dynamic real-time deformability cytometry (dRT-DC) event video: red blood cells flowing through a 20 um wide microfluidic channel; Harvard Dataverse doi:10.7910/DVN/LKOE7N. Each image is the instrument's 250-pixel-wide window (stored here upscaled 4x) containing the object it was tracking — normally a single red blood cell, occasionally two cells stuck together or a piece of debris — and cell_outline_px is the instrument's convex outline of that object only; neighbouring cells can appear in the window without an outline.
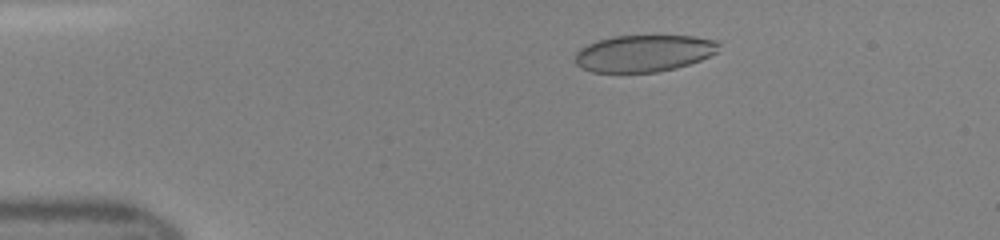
{"species": "human", "species_latin": "Homo sapiens", "temperature_condition": "room temperature", "stored_images_in_passage": 47, "camera_frame_rate_fps": 3000, "um_per_image_px": 0.085, "donor": {"sex": "female"}, "frame": {"image": 1, "passage_image": 9, "time_ms": 2.667, "image_size_px": [1000, 240], "cell_outline_px": [[720, 44], [716, 52], [700, 60], [676, 68], [656, 72], [592, 72], [580, 68], [576, 64], [576, 52], [580, 48], [596, 40], [612, 36], [692, 36], [720, 40]], "centroid_in_image_um": [54.72, 4.52], "position_along_channel_um": 30.3, "area_um2": 30.92}}
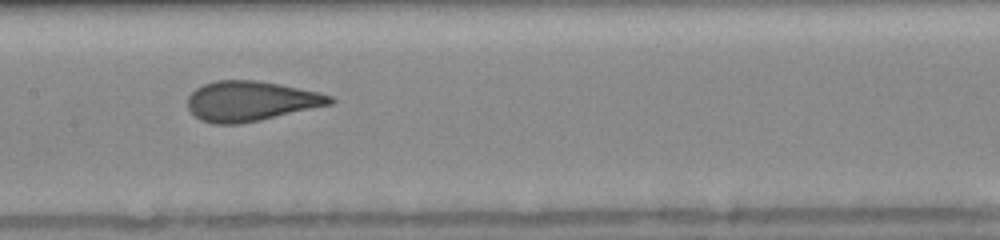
{"frame": {"image": 2, "passage_image": 24, "time_ms": 7.667, "image_size_px": [1000, 240], "cell_outline_px": [[336, 100], [332, 104], [260, 120], [240, 124], [212, 124], [200, 120], [188, 108], [188, 96], [196, 88], [204, 84], [216, 80], [256, 80], [280, 84], [320, 92], [332, 96]], "centroid_in_image_um": [21.32, 8.59], "position_along_channel_um": 186.1, "area_um2": 33.23}}
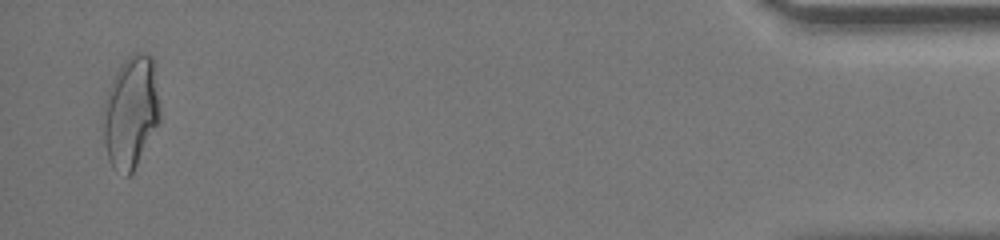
{"frame": {"image": 3, "passage_image": 46, "time_ms": 15.0, "image_size_px": [1000, 240], "cell_outline_px": [[160, 120], [132, 172], [128, 176], [124, 176], [112, 168], [108, 160], [104, 140], [100, 112], [108, 88], [116, 72], [124, 60], [132, 52], [144, 52], [152, 56], [160, 108]], "centroid_in_image_um": [11.08, 9.52], "position_along_channel_um": 424.1, "area_um2": 37.45}}